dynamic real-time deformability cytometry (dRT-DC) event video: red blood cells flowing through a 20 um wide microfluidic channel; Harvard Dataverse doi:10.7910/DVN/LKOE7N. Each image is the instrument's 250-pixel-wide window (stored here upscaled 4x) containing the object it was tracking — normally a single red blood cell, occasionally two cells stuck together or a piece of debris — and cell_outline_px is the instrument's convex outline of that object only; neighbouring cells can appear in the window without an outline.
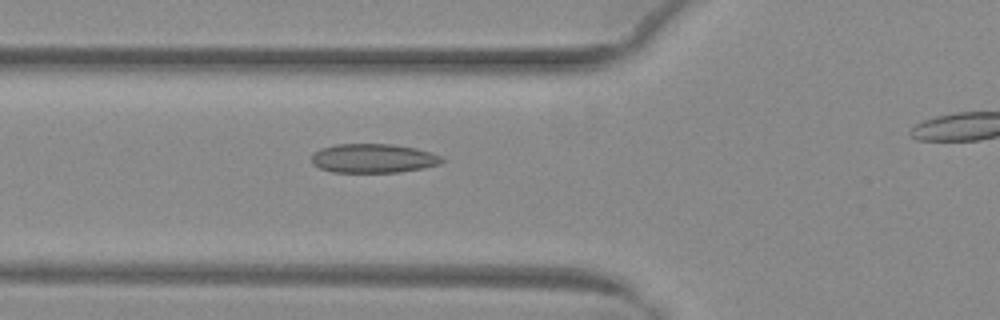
{"species": "common noctule bat (a hibernating species)", "species_latin": "Nyctalus noctula", "temperature_condition": "warm", "stored_images_in_passage": 32, "camera_frame_rate_fps": 3000, "um_per_image_px": 0.085, "animal": {"sex": "female", "body_mass_g": 29.2, "forearm_length_mm": 56.3}, "frame": {"image": 1, "passage_image": 6, "time_ms": 1.667, "image_size_px": [1000, 320], "cell_outline_px": [[444, 160], [440, 164], [424, 168], [400, 172], [332, 172], [320, 168], [312, 164], [312, 156], [320, 148], [336, 144], [392, 144], [416, 148], [432, 152], [444, 156]], "centroid_in_image_um": [31.78, 13.46], "position_along_channel_um": 94.0, "area_um2": 22.25}}
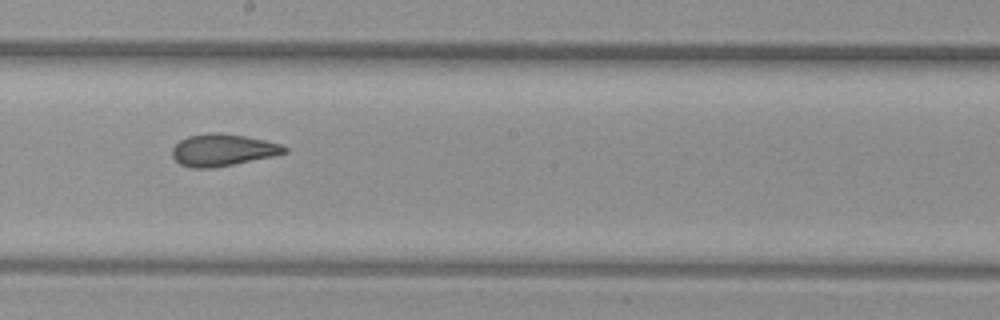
{"frame": {"image": 2, "passage_image": 16, "time_ms": 5.0, "image_size_px": [1000, 320], "cell_outline_px": [[288, 152], [272, 156], [212, 168], [192, 168], [180, 164], [172, 156], [172, 148], [180, 140], [188, 136], [212, 132], [220, 132], [244, 136], [264, 140], [280, 144], [288, 148]], "centroid_in_image_um": [18.91, 12.74], "position_along_channel_um": 229.3, "area_um2": 20.75}}
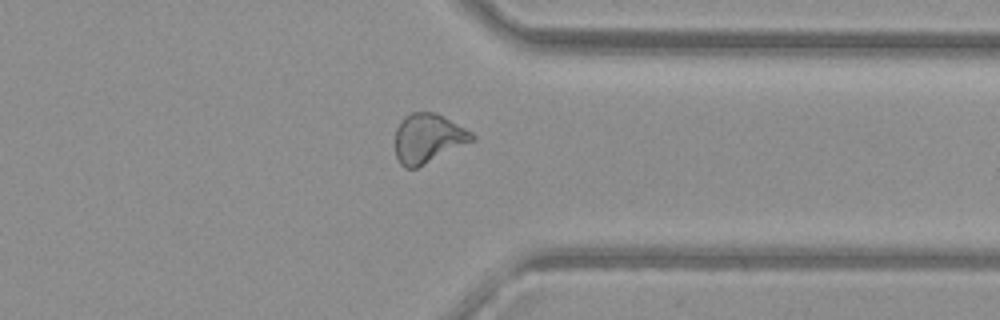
{"frame": {"image": 3, "passage_image": 27, "time_ms": 8.667, "image_size_px": [1000, 320], "cell_outline_px": [[476, 140], [416, 168], [404, 168], [400, 164], [396, 156], [396, 128], [404, 116], [412, 112], [432, 112], [444, 116], [472, 132], [476, 136]], "centroid_in_image_um": [36.4, 11.76], "position_along_channel_um": 375.0, "area_um2": 22.08}}